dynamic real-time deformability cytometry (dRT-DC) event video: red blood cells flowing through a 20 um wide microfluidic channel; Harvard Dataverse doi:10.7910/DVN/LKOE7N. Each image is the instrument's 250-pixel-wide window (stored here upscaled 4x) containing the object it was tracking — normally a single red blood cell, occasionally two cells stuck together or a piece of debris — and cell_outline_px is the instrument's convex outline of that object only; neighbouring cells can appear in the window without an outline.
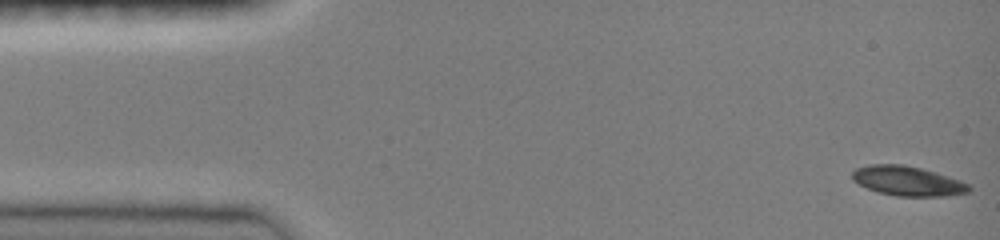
{"species": "common noctule bat (a hibernating species)", "species_latin": "Nyctalus noctula", "temperature_condition": "room temperature", "stored_images_in_passage": 47, "camera_frame_rate_fps": 3000, "um_per_image_px": 0.085, "animal": {"sex": "female", "body_mass_g": 19.0, "forearm_length_mm": 51.5}, "frame": {"image": 1, "passage_image": 1, "time_ms": 0.0, "image_size_px": [1000, 240], "cell_outline_px": [[972, 188], [968, 192], [944, 196], [896, 196], [880, 192], [868, 188], [852, 180], [852, 172], [856, 168], [868, 164], [904, 164], [920, 168], [968, 184]], "centroid_in_image_um": [77.08, 15.38], "position_along_channel_um": 7.9, "area_um2": 19.71}}
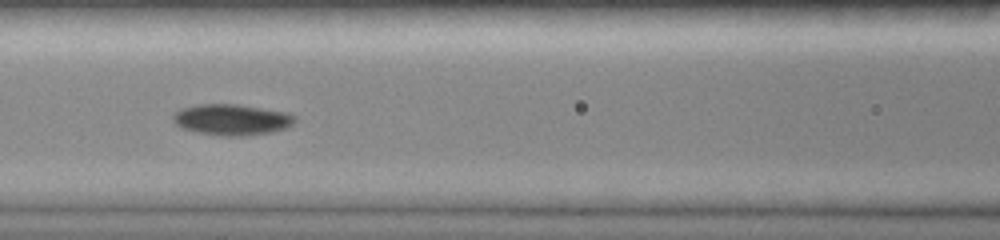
{"frame": {"image": 2, "passage_image": 20, "time_ms": 6.333, "image_size_px": [1000, 240], "cell_outline_px": [[296, 120], [292, 124], [284, 128], [272, 132], [244, 136], [224, 136], [200, 132], [180, 128], [172, 120], [172, 116], [180, 108], [196, 104], [240, 104], [288, 112], [296, 116]], "centroid_in_image_um": [19.7, 10.15], "position_along_channel_um": 146.9, "area_um2": 22.2}}
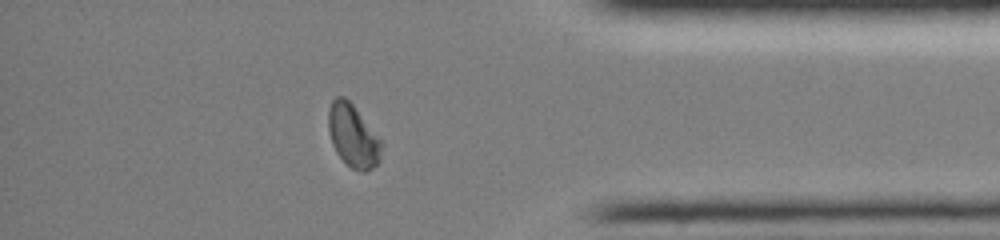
{"frame": {"image": 3, "passage_image": 40, "time_ms": 13.0, "image_size_px": [1000, 240], "cell_outline_px": [[384, 140], [380, 160], [372, 168], [364, 172], [352, 168], [336, 152], [332, 144], [328, 132], [328, 108], [332, 100], [336, 96], [344, 96], [352, 104]], "centroid_in_image_um": [30.03, 11.53], "position_along_channel_um": 405.2, "area_um2": 19.77}, "authors_computed_cell_mechanics": {"area_um2": 20.1722, "velocity_mm_per_s": 4.0625, "shape_relaxation_time_tau1_ms": 4.7739, "shape_relaxation_time_tau2_ms": null, "deformation_change_tau1": 0.1453, "deformation_change_tau2": null}}